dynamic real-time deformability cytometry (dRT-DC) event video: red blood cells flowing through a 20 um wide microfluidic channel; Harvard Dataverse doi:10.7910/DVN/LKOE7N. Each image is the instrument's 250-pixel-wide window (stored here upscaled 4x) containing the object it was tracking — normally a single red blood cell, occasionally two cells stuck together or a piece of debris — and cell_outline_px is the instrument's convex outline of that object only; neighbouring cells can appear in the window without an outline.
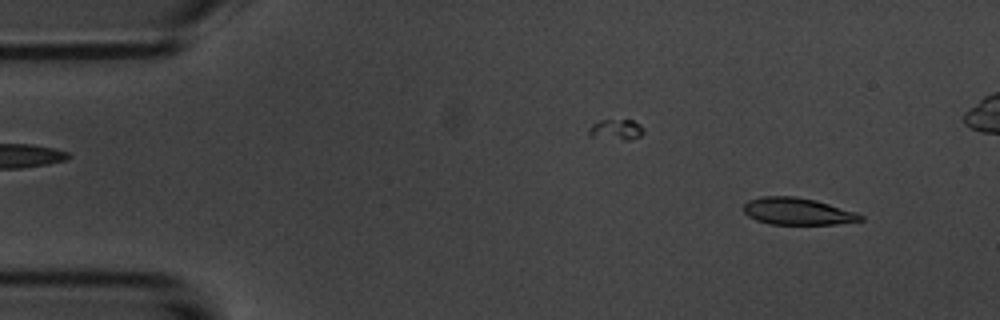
{"species": "common noctule bat (a hibernating species)", "species_latin": "Nyctalus noctula", "temperature_condition": "room temperature", "stored_images_in_passage": 5, "segment_of_instrument_passage": [2, 2], "camera_frame_rate_fps": 3000, "um_per_image_px": 0.085, "animal": {"sex": "male", "body_mass_g": 20.1, "forearm_length_mm": 53.5}, "frame": {"image": 1, "passage_image": 5, "time_ms": 5.333, "image_size_px": [1000, 320], "cell_outline_px": [[864, 220], [836, 224], [768, 224], [756, 220], [748, 216], [744, 212], [744, 204], [748, 200], [764, 196], [796, 196], [816, 200], [856, 212], [864, 216]], "centroid_in_image_um": [67.79, 17.96], "position_along_channel_um": 17.2, "area_um2": 18.44}}